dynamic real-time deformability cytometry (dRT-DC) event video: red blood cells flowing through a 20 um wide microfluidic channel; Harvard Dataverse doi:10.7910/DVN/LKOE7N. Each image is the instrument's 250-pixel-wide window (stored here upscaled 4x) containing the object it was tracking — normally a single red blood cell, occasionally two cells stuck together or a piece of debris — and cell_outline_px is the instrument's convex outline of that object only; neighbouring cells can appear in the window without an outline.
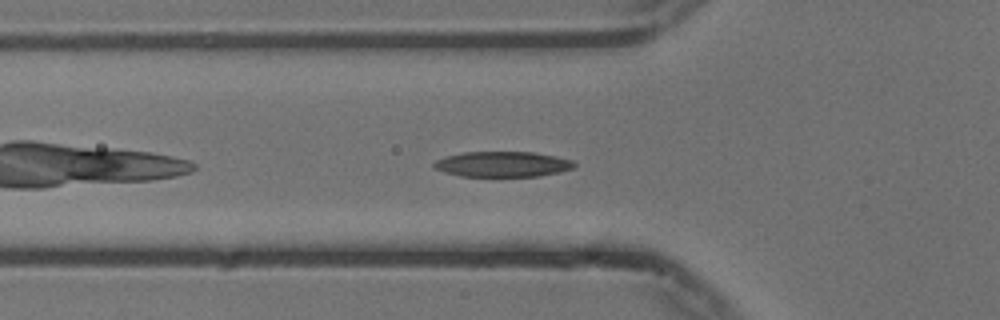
{"species": "common noctule bat (a hibernating species)", "species_latin": "Nyctalus noctula", "temperature_condition": "cold", "stored_images_in_passage": 27, "camera_frame_rate_fps": 3000, "um_per_image_px": 0.085, "animal": {"sex": "male", "body_mass_g": 13.3}, "frame": {"image": 1, "passage_image": 5, "time_ms": 1.333, "image_size_px": [1000, 320], "cell_outline_px": [[576, 168], [560, 172], [540, 176], [460, 176], [444, 172], [432, 168], [432, 164], [436, 160], [444, 156], [464, 152], [532, 152], [556, 156], [572, 160], [576, 164]], "centroid_in_image_um": [42.71, 13.95], "position_along_channel_um": 83.1, "area_um2": 20.98}}
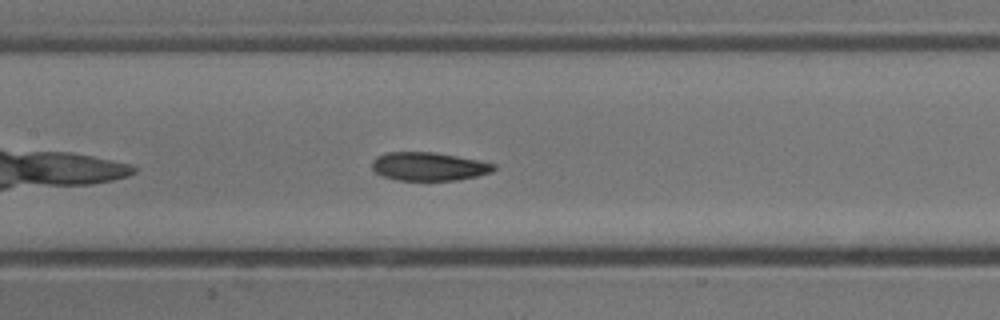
{"frame": {"image": 2, "passage_image": 12, "time_ms": 3.667, "image_size_px": [1000, 320], "cell_outline_px": [[496, 168], [492, 172], [476, 176], [456, 180], [396, 180], [384, 176], [376, 172], [372, 168], [372, 160], [376, 156], [388, 152], [436, 152], [480, 160], [496, 164]], "centroid_in_image_um": [36.46, 14.14], "position_along_channel_um": 170.9, "area_um2": 20.23}}
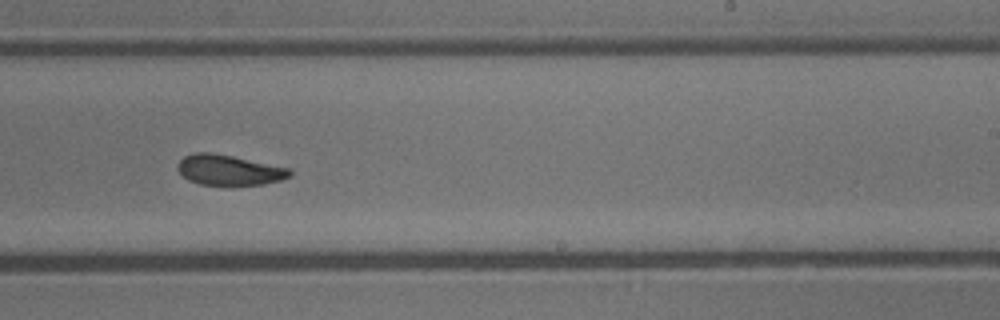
{"frame": {"image": 3, "passage_image": 20, "time_ms": 6.333, "image_size_px": [1000, 320], "cell_outline_px": [[292, 176], [280, 180], [264, 184], [232, 188], [228, 188], [200, 184], [188, 180], [176, 168], [176, 164], [184, 156], [196, 152], [212, 152], [232, 156], [288, 168], [292, 172]], "centroid_in_image_um": [19.45, 14.5], "position_along_channel_um": 269.6, "area_um2": 20.52}}